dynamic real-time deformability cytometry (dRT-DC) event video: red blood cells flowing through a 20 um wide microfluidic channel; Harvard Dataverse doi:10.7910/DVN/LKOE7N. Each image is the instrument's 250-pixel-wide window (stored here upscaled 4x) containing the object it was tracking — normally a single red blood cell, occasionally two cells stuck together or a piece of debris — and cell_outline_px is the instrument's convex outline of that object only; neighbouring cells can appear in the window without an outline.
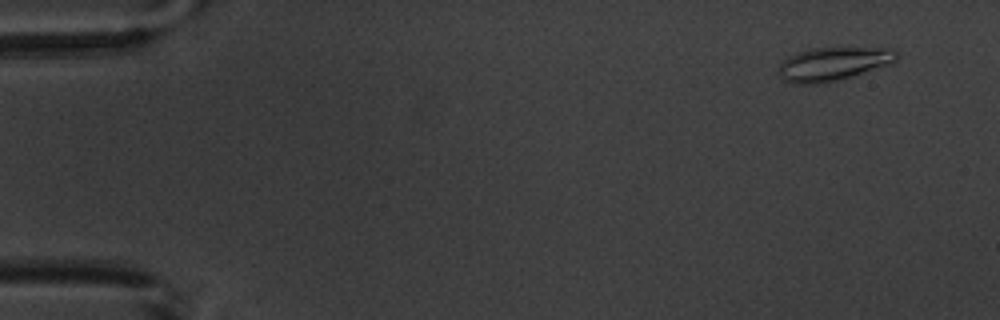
{"species": "common noctule bat (a hibernating species)", "species_latin": "Nyctalus noctula", "temperature_condition": "warm", "stored_images_in_passage": 4, "camera_frame_rate_fps": 3000, "um_per_image_px": 0.085, "animal": {"sex": "male", "body_mass_g": 20.1, "forearm_length_mm": 53.5}, "frame": {"image": 1, "passage_image": 2, "time_ms": 1.0, "image_size_px": [1000, 320], "cell_outline_px": [[896, 60], [892, 64], [840, 80], [820, 84], [792, 84], [784, 80], [780, 76], [780, 64], [788, 56], [812, 48], [888, 48], [896, 52]], "centroid_in_image_um": [70.82, 5.45], "position_along_channel_um": 14.2, "area_um2": 22.95}}
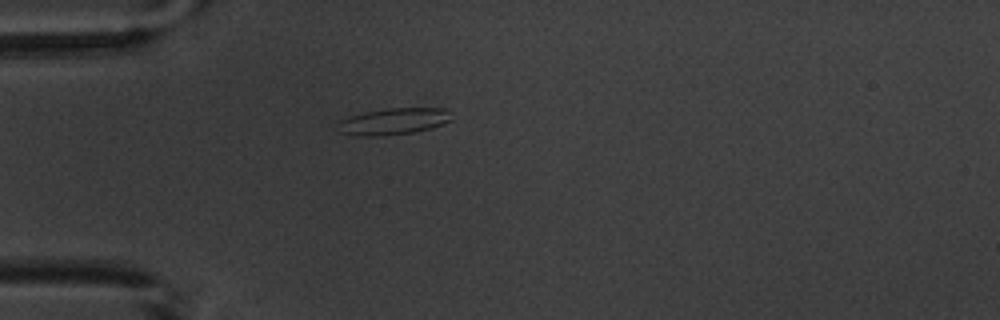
{"frame": {"image": 2, "passage_image": 4, "time_ms": 5.0, "image_size_px": [1000, 320], "cell_outline_px": [[452, 120], [432, 128], [412, 132], [376, 136], [356, 136], [336, 132], [340, 120], [364, 112], [388, 108], [444, 108], [452, 112]], "centroid_in_image_um": [33.46, 10.31], "position_along_channel_um": 51.5, "area_um2": 17.69}}